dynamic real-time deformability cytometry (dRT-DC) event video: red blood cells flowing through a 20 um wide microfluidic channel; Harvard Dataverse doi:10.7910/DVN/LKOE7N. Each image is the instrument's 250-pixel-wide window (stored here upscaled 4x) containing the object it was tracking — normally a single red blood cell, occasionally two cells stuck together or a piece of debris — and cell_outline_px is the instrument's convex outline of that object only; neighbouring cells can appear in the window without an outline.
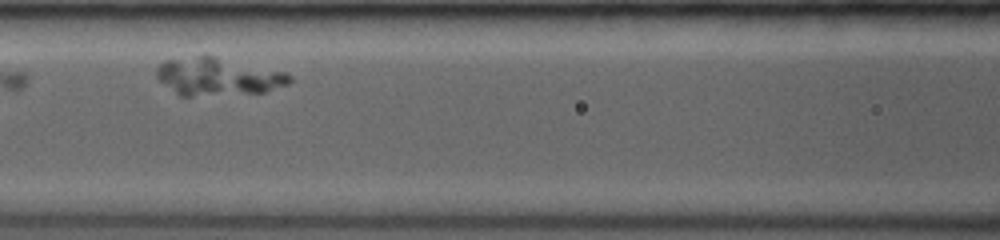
{"species": "common noctule bat (a hibernating species)", "species_latin": "Nyctalus noctula", "temperature_condition": "room temperature", "stored_images_in_passage": 15, "camera_frame_rate_fps": 3500, "um_per_image_px": 0.085, "animal": {"sex": "female", "body_mass_g": 19.0, "forearm_length_mm": 53.3}, "frame": {"image": 1, "passage_image": 7, "time_ms": 2.286, "image_size_px": [1000, 240], "cell_outline_px": [[292, 80], [288, 84], [264, 92], [192, 96], [180, 96], [160, 80], [156, 76], [156, 68], [164, 60], [200, 56], [212, 56], [288, 72], [292, 76]], "centroid_in_image_um": [18.55, 6.51], "position_along_channel_um": 148.1, "area_um2": 28.9}}